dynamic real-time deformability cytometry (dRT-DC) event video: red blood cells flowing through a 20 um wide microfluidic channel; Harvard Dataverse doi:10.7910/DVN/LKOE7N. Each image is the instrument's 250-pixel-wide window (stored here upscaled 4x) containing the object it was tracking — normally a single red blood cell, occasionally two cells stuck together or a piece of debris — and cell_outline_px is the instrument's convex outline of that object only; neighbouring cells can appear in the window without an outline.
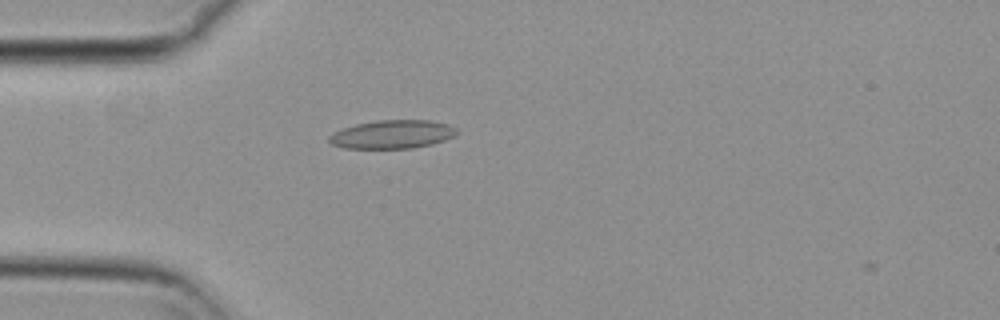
{"species": "common noctule bat (a hibernating species)", "species_latin": "Nyctalus noctula", "temperature_condition": "cold", "stored_images_in_passage": 42, "camera_frame_rate_fps": 3000, "um_per_image_px": 0.085, "animal": {"sex": "female", "body_mass_g": 29.2, "forearm_length_mm": 56.3}, "frame": {"image": 1, "passage_image": 2, "time_ms": 0.333, "image_size_px": [1000, 320], "cell_outline_px": [[460, 132], [444, 140], [432, 144], [412, 148], [344, 148], [332, 144], [328, 140], [328, 136], [332, 132], [356, 124], [376, 120], [432, 120], [448, 124], [456, 128]], "centroid_in_image_um": [33.35, 11.41], "position_along_channel_um": 51.7, "area_um2": 21.21}}
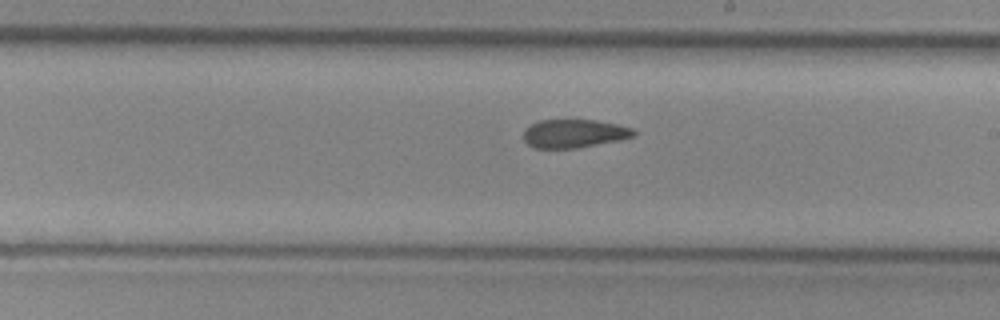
{"frame": {"image": 2, "passage_image": 18, "time_ms": 5.667, "image_size_px": [1000, 320], "cell_outline_px": [[636, 136], [620, 140], [576, 148], [532, 148], [524, 140], [524, 132], [532, 124], [540, 120], [596, 120], [616, 124], [632, 128], [636, 132]], "centroid_in_image_um": [48.82, 11.35], "position_along_channel_um": 240.2, "area_um2": 18.15}}
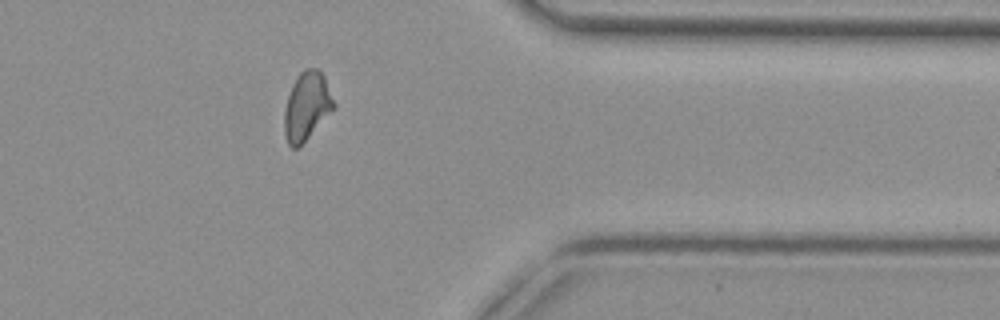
{"frame": {"image": 3, "passage_image": 31, "time_ms": 10.0, "image_size_px": [1000, 320], "cell_outline_px": [[336, 108], [296, 148], [292, 148], [288, 144], [284, 132], [284, 112], [288, 96], [292, 84], [300, 72], [304, 68], [316, 68], [324, 76], [336, 104]], "centroid_in_image_um": [26.08, 9.0], "position_along_channel_um": 385.3, "area_um2": 19.48}, "authors_computed_cell_mechanics": {"area_um2": 19.3341, "velocity_mm_per_s": 3.711, "shape_relaxation_time_tau1_ms": null, "shape_relaxation_time_tau2_ms": 2.7595, "deformation_change_tau1": null, "deformation_change_tau2": 0.0883}}